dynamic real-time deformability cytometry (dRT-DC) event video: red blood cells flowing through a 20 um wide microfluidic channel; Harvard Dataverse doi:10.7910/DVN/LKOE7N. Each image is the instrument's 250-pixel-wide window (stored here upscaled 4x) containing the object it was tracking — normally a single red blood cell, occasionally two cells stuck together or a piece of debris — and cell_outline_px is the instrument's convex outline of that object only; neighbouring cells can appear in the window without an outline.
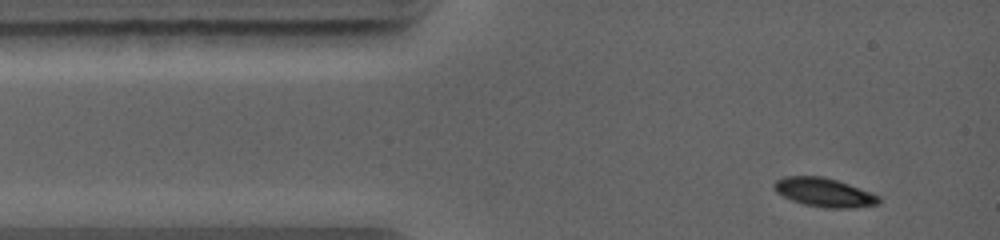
{"species": "common noctule bat (a hibernating species)", "species_latin": "Nyctalus noctula", "temperature_condition": "warm", "stored_images_in_passage": 3, "camera_frame_rate_fps": 5000, "um_per_image_px": 0.085, "animal": {"sex": "female", "body_mass_g": 19.0, "forearm_length_mm": 56.7}, "frame": {"image": 1, "passage_image": 1, "time_ms": 0.0, "image_size_px": [1000, 240], "cell_outline_px": [[880, 204], [856, 208], [824, 208], [804, 204], [792, 200], [776, 192], [772, 188], [772, 184], [776, 180], [784, 176], [824, 176], [872, 192], [880, 196]], "centroid_in_image_um": [70.06, 16.36], "position_along_channel_um": 14.9, "area_um2": 17.8}}
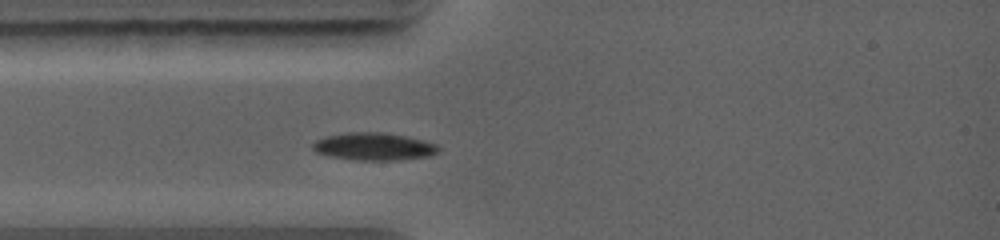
{"frame": {"image": 2, "passage_image": 3, "time_ms": 1.8, "image_size_px": [1000, 240], "cell_outline_px": [[440, 148], [436, 152], [428, 156], [396, 160], [356, 160], [328, 156], [316, 152], [312, 148], [312, 144], [316, 140], [324, 136], [348, 132], [384, 132], [408, 136], [424, 140], [436, 144]], "centroid_in_image_um": [31.75, 12.44], "position_along_channel_um": 53.3, "area_um2": 20.29}}